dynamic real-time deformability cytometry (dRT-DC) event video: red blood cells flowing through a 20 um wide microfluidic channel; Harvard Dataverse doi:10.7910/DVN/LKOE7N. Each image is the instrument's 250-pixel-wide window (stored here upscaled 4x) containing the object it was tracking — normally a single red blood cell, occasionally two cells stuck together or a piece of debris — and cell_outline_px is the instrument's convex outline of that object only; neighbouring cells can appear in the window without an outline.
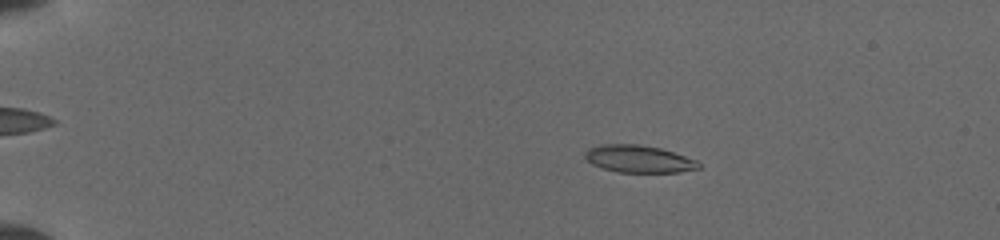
{"species": "common noctule bat (a hibernating species)", "species_latin": "Nyctalus noctula", "temperature_condition": "cold", "stored_images_in_passage": 24, "camera_frame_rate_fps": 3000, "um_per_image_px": 0.085, "animal": {"sex": "female", "body_mass_g": 19.5, "forearm_length_mm": 54.1}, "frame": {"image": 1, "passage_image": 4, "time_ms": 2.333, "image_size_px": [1000, 240], "cell_outline_px": [[700, 168], [680, 172], [620, 172], [604, 168], [592, 164], [584, 156], [584, 152], [588, 148], [600, 144], [640, 144], [660, 148], [696, 160], [700, 164]], "centroid_in_image_um": [54.27, 13.5], "position_along_channel_um": 30.7, "area_um2": 17.98}}
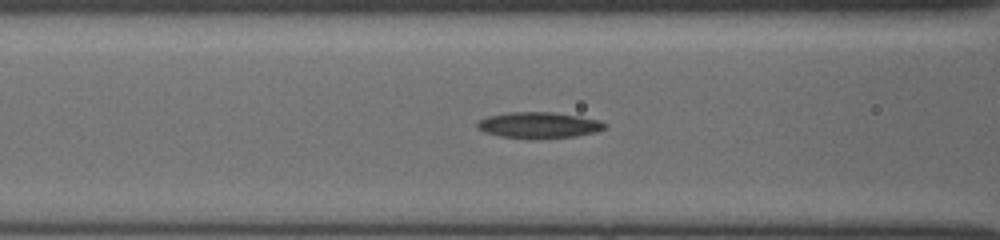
{"frame": {"image": 2, "passage_image": 18, "time_ms": 6.667, "image_size_px": [1000, 240], "cell_outline_px": [[608, 124], [604, 128], [596, 132], [576, 136], [536, 140], [528, 140], [500, 136], [484, 132], [476, 128], [476, 124], [480, 120], [488, 116], [508, 112], [552, 112], [580, 116], [600, 120]], "centroid_in_image_um": [45.8, 10.65], "position_along_channel_um": 120.8, "area_um2": 19.83}}
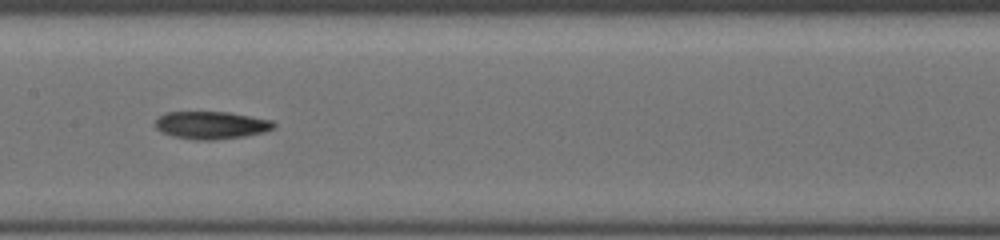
{"frame": {"image": 3, "passage_image": 23, "time_ms": 8.333, "image_size_px": [1000, 240], "cell_outline_px": [[276, 124], [272, 128], [264, 132], [244, 136], [212, 140], [196, 140], [172, 136], [160, 132], [156, 128], [156, 120], [164, 112], [228, 112], [272, 120]], "centroid_in_image_um": [17.93, 10.64], "position_along_channel_um": 189.5, "area_um2": 19.02}}